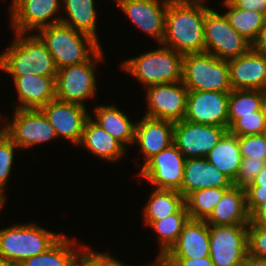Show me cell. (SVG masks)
Wrapping results in <instances>:
<instances>
[{
	"instance_id": "cell-22",
	"label": "cell",
	"mask_w": 266,
	"mask_h": 266,
	"mask_svg": "<svg viewBox=\"0 0 266 266\" xmlns=\"http://www.w3.org/2000/svg\"><path fill=\"white\" fill-rule=\"evenodd\" d=\"M20 105L16 109H40L56 99V76H12Z\"/></svg>"
},
{
	"instance_id": "cell-46",
	"label": "cell",
	"mask_w": 266,
	"mask_h": 266,
	"mask_svg": "<svg viewBox=\"0 0 266 266\" xmlns=\"http://www.w3.org/2000/svg\"><path fill=\"white\" fill-rule=\"evenodd\" d=\"M249 185H261V188H266V166L260 171L254 181Z\"/></svg>"
},
{
	"instance_id": "cell-18",
	"label": "cell",
	"mask_w": 266,
	"mask_h": 266,
	"mask_svg": "<svg viewBox=\"0 0 266 266\" xmlns=\"http://www.w3.org/2000/svg\"><path fill=\"white\" fill-rule=\"evenodd\" d=\"M232 89L263 90L266 87V57L250 48L228 60Z\"/></svg>"
},
{
	"instance_id": "cell-12",
	"label": "cell",
	"mask_w": 266,
	"mask_h": 266,
	"mask_svg": "<svg viewBox=\"0 0 266 266\" xmlns=\"http://www.w3.org/2000/svg\"><path fill=\"white\" fill-rule=\"evenodd\" d=\"M185 160V156L173 143L145 161L139 176L146 178L156 189L177 190L181 193Z\"/></svg>"
},
{
	"instance_id": "cell-28",
	"label": "cell",
	"mask_w": 266,
	"mask_h": 266,
	"mask_svg": "<svg viewBox=\"0 0 266 266\" xmlns=\"http://www.w3.org/2000/svg\"><path fill=\"white\" fill-rule=\"evenodd\" d=\"M75 244L77 243L74 240L63 235L46 252L28 258L21 264L22 266H75L79 252L77 249L79 247Z\"/></svg>"
},
{
	"instance_id": "cell-19",
	"label": "cell",
	"mask_w": 266,
	"mask_h": 266,
	"mask_svg": "<svg viewBox=\"0 0 266 266\" xmlns=\"http://www.w3.org/2000/svg\"><path fill=\"white\" fill-rule=\"evenodd\" d=\"M233 182L206 158L185 160L181 194L186 198L190 193L205 188H230Z\"/></svg>"
},
{
	"instance_id": "cell-35",
	"label": "cell",
	"mask_w": 266,
	"mask_h": 266,
	"mask_svg": "<svg viewBox=\"0 0 266 266\" xmlns=\"http://www.w3.org/2000/svg\"><path fill=\"white\" fill-rule=\"evenodd\" d=\"M19 147L4 132L0 136V195L5 196V184L10 177L15 149Z\"/></svg>"
},
{
	"instance_id": "cell-30",
	"label": "cell",
	"mask_w": 266,
	"mask_h": 266,
	"mask_svg": "<svg viewBox=\"0 0 266 266\" xmlns=\"http://www.w3.org/2000/svg\"><path fill=\"white\" fill-rule=\"evenodd\" d=\"M185 205V197L177 190L154 189L144 206L145 220H161L177 213Z\"/></svg>"
},
{
	"instance_id": "cell-16",
	"label": "cell",
	"mask_w": 266,
	"mask_h": 266,
	"mask_svg": "<svg viewBox=\"0 0 266 266\" xmlns=\"http://www.w3.org/2000/svg\"><path fill=\"white\" fill-rule=\"evenodd\" d=\"M54 127L57 136H63L76 145L81 142L86 121L91 117L84 106L53 100L40 108Z\"/></svg>"
},
{
	"instance_id": "cell-52",
	"label": "cell",
	"mask_w": 266,
	"mask_h": 266,
	"mask_svg": "<svg viewBox=\"0 0 266 266\" xmlns=\"http://www.w3.org/2000/svg\"><path fill=\"white\" fill-rule=\"evenodd\" d=\"M0 120H1V117H0ZM0 122H1V121H0ZM0 128H2V127H0ZM3 133H4V125H3V128L0 129V136H1Z\"/></svg>"
},
{
	"instance_id": "cell-26",
	"label": "cell",
	"mask_w": 266,
	"mask_h": 266,
	"mask_svg": "<svg viewBox=\"0 0 266 266\" xmlns=\"http://www.w3.org/2000/svg\"><path fill=\"white\" fill-rule=\"evenodd\" d=\"M205 158L234 182L242 162L238 137L227 131Z\"/></svg>"
},
{
	"instance_id": "cell-13",
	"label": "cell",
	"mask_w": 266,
	"mask_h": 266,
	"mask_svg": "<svg viewBox=\"0 0 266 266\" xmlns=\"http://www.w3.org/2000/svg\"><path fill=\"white\" fill-rule=\"evenodd\" d=\"M148 110L145 116L178 122L186 113L188 89L182 81L177 83L155 84L146 87Z\"/></svg>"
},
{
	"instance_id": "cell-40",
	"label": "cell",
	"mask_w": 266,
	"mask_h": 266,
	"mask_svg": "<svg viewBox=\"0 0 266 266\" xmlns=\"http://www.w3.org/2000/svg\"><path fill=\"white\" fill-rule=\"evenodd\" d=\"M246 208L249 215L266 201V188L261 185H248L246 188Z\"/></svg>"
},
{
	"instance_id": "cell-4",
	"label": "cell",
	"mask_w": 266,
	"mask_h": 266,
	"mask_svg": "<svg viewBox=\"0 0 266 266\" xmlns=\"http://www.w3.org/2000/svg\"><path fill=\"white\" fill-rule=\"evenodd\" d=\"M183 58L184 55L162 46L138 57L126 59L121 67L146 87L177 83L182 81Z\"/></svg>"
},
{
	"instance_id": "cell-6",
	"label": "cell",
	"mask_w": 266,
	"mask_h": 266,
	"mask_svg": "<svg viewBox=\"0 0 266 266\" xmlns=\"http://www.w3.org/2000/svg\"><path fill=\"white\" fill-rule=\"evenodd\" d=\"M182 82L188 91L232 90L228 61L207 52L184 55Z\"/></svg>"
},
{
	"instance_id": "cell-42",
	"label": "cell",
	"mask_w": 266,
	"mask_h": 266,
	"mask_svg": "<svg viewBox=\"0 0 266 266\" xmlns=\"http://www.w3.org/2000/svg\"><path fill=\"white\" fill-rule=\"evenodd\" d=\"M233 6L262 13L266 16V0H228Z\"/></svg>"
},
{
	"instance_id": "cell-8",
	"label": "cell",
	"mask_w": 266,
	"mask_h": 266,
	"mask_svg": "<svg viewBox=\"0 0 266 266\" xmlns=\"http://www.w3.org/2000/svg\"><path fill=\"white\" fill-rule=\"evenodd\" d=\"M204 44L205 52L227 61L251 48V43L229 24L226 16L211 8L205 14Z\"/></svg>"
},
{
	"instance_id": "cell-38",
	"label": "cell",
	"mask_w": 266,
	"mask_h": 266,
	"mask_svg": "<svg viewBox=\"0 0 266 266\" xmlns=\"http://www.w3.org/2000/svg\"><path fill=\"white\" fill-rule=\"evenodd\" d=\"M265 166L266 161L242 158L240 169L233 185L246 188Z\"/></svg>"
},
{
	"instance_id": "cell-51",
	"label": "cell",
	"mask_w": 266,
	"mask_h": 266,
	"mask_svg": "<svg viewBox=\"0 0 266 266\" xmlns=\"http://www.w3.org/2000/svg\"><path fill=\"white\" fill-rule=\"evenodd\" d=\"M169 2H180V1H197V0H167Z\"/></svg>"
},
{
	"instance_id": "cell-41",
	"label": "cell",
	"mask_w": 266,
	"mask_h": 266,
	"mask_svg": "<svg viewBox=\"0 0 266 266\" xmlns=\"http://www.w3.org/2000/svg\"><path fill=\"white\" fill-rule=\"evenodd\" d=\"M170 266H214L210 256L204 258H165Z\"/></svg>"
},
{
	"instance_id": "cell-10",
	"label": "cell",
	"mask_w": 266,
	"mask_h": 266,
	"mask_svg": "<svg viewBox=\"0 0 266 266\" xmlns=\"http://www.w3.org/2000/svg\"><path fill=\"white\" fill-rule=\"evenodd\" d=\"M12 121L4 124L6 135L20 148L56 139L54 127L40 109H16Z\"/></svg>"
},
{
	"instance_id": "cell-21",
	"label": "cell",
	"mask_w": 266,
	"mask_h": 266,
	"mask_svg": "<svg viewBox=\"0 0 266 266\" xmlns=\"http://www.w3.org/2000/svg\"><path fill=\"white\" fill-rule=\"evenodd\" d=\"M135 141L147 161L173 144L174 122L143 116L135 123Z\"/></svg>"
},
{
	"instance_id": "cell-20",
	"label": "cell",
	"mask_w": 266,
	"mask_h": 266,
	"mask_svg": "<svg viewBox=\"0 0 266 266\" xmlns=\"http://www.w3.org/2000/svg\"><path fill=\"white\" fill-rule=\"evenodd\" d=\"M210 256L209 225L205 220L189 219L177 242L164 258H204Z\"/></svg>"
},
{
	"instance_id": "cell-7",
	"label": "cell",
	"mask_w": 266,
	"mask_h": 266,
	"mask_svg": "<svg viewBox=\"0 0 266 266\" xmlns=\"http://www.w3.org/2000/svg\"><path fill=\"white\" fill-rule=\"evenodd\" d=\"M102 59L100 49L89 61L59 68L55 78L56 100L85 107L84 100L96 94L95 62Z\"/></svg>"
},
{
	"instance_id": "cell-14",
	"label": "cell",
	"mask_w": 266,
	"mask_h": 266,
	"mask_svg": "<svg viewBox=\"0 0 266 266\" xmlns=\"http://www.w3.org/2000/svg\"><path fill=\"white\" fill-rule=\"evenodd\" d=\"M61 2L60 0H12L10 23L13 30L19 33H30L33 30L37 31L42 27L60 23L61 15L54 17L59 12ZM50 18L54 19L48 21Z\"/></svg>"
},
{
	"instance_id": "cell-24",
	"label": "cell",
	"mask_w": 266,
	"mask_h": 266,
	"mask_svg": "<svg viewBox=\"0 0 266 266\" xmlns=\"http://www.w3.org/2000/svg\"><path fill=\"white\" fill-rule=\"evenodd\" d=\"M80 145H83L94 154L108 161L119 160L125 153V147L95 123L90 117L84 127Z\"/></svg>"
},
{
	"instance_id": "cell-29",
	"label": "cell",
	"mask_w": 266,
	"mask_h": 266,
	"mask_svg": "<svg viewBox=\"0 0 266 266\" xmlns=\"http://www.w3.org/2000/svg\"><path fill=\"white\" fill-rule=\"evenodd\" d=\"M189 219V213L184 205L177 213L161 220H145V224L152 227L158 234L157 239L160 241L158 256H164L177 242L179 234Z\"/></svg>"
},
{
	"instance_id": "cell-15",
	"label": "cell",
	"mask_w": 266,
	"mask_h": 266,
	"mask_svg": "<svg viewBox=\"0 0 266 266\" xmlns=\"http://www.w3.org/2000/svg\"><path fill=\"white\" fill-rule=\"evenodd\" d=\"M229 92L188 91L184 120L228 128Z\"/></svg>"
},
{
	"instance_id": "cell-45",
	"label": "cell",
	"mask_w": 266,
	"mask_h": 266,
	"mask_svg": "<svg viewBox=\"0 0 266 266\" xmlns=\"http://www.w3.org/2000/svg\"><path fill=\"white\" fill-rule=\"evenodd\" d=\"M242 266H266V258L255 257L247 253Z\"/></svg>"
},
{
	"instance_id": "cell-53",
	"label": "cell",
	"mask_w": 266,
	"mask_h": 266,
	"mask_svg": "<svg viewBox=\"0 0 266 266\" xmlns=\"http://www.w3.org/2000/svg\"><path fill=\"white\" fill-rule=\"evenodd\" d=\"M264 142L266 144V131L264 132Z\"/></svg>"
},
{
	"instance_id": "cell-36",
	"label": "cell",
	"mask_w": 266,
	"mask_h": 266,
	"mask_svg": "<svg viewBox=\"0 0 266 266\" xmlns=\"http://www.w3.org/2000/svg\"><path fill=\"white\" fill-rule=\"evenodd\" d=\"M238 145L242 158L266 161L264 133L238 137Z\"/></svg>"
},
{
	"instance_id": "cell-37",
	"label": "cell",
	"mask_w": 266,
	"mask_h": 266,
	"mask_svg": "<svg viewBox=\"0 0 266 266\" xmlns=\"http://www.w3.org/2000/svg\"><path fill=\"white\" fill-rule=\"evenodd\" d=\"M91 248L81 246L76 258L75 266H126L116 260L109 253H99L90 250Z\"/></svg>"
},
{
	"instance_id": "cell-11",
	"label": "cell",
	"mask_w": 266,
	"mask_h": 266,
	"mask_svg": "<svg viewBox=\"0 0 266 266\" xmlns=\"http://www.w3.org/2000/svg\"><path fill=\"white\" fill-rule=\"evenodd\" d=\"M227 131V127L204 125L183 119L174 123L173 143L185 159L205 158Z\"/></svg>"
},
{
	"instance_id": "cell-50",
	"label": "cell",
	"mask_w": 266,
	"mask_h": 266,
	"mask_svg": "<svg viewBox=\"0 0 266 266\" xmlns=\"http://www.w3.org/2000/svg\"><path fill=\"white\" fill-rule=\"evenodd\" d=\"M5 201H6L5 196L0 195V210H1L2 206H4Z\"/></svg>"
},
{
	"instance_id": "cell-1",
	"label": "cell",
	"mask_w": 266,
	"mask_h": 266,
	"mask_svg": "<svg viewBox=\"0 0 266 266\" xmlns=\"http://www.w3.org/2000/svg\"><path fill=\"white\" fill-rule=\"evenodd\" d=\"M204 2H169L161 44L182 55L205 52L204 22L210 8Z\"/></svg>"
},
{
	"instance_id": "cell-9",
	"label": "cell",
	"mask_w": 266,
	"mask_h": 266,
	"mask_svg": "<svg viewBox=\"0 0 266 266\" xmlns=\"http://www.w3.org/2000/svg\"><path fill=\"white\" fill-rule=\"evenodd\" d=\"M248 226L209 225L210 258L214 266H242L248 253Z\"/></svg>"
},
{
	"instance_id": "cell-25",
	"label": "cell",
	"mask_w": 266,
	"mask_h": 266,
	"mask_svg": "<svg viewBox=\"0 0 266 266\" xmlns=\"http://www.w3.org/2000/svg\"><path fill=\"white\" fill-rule=\"evenodd\" d=\"M95 118L92 120L101 128L118 140L125 148L126 144H133L135 141V126L128 116L120 111L114 104L101 105L95 108Z\"/></svg>"
},
{
	"instance_id": "cell-23",
	"label": "cell",
	"mask_w": 266,
	"mask_h": 266,
	"mask_svg": "<svg viewBox=\"0 0 266 266\" xmlns=\"http://www.w3.org/2000/svg\"><path fill=\"white\" fill-rule=\"evenodd\" d=\"M205 222L208 225L249 224L245 188L236 185L228 188Z\"/></svg>"
},
{
	"instance_id": "cell-49",
	"label": "cell",
	"mask_w": 266,
	"mask_h": 266,
	"mask_svg": "<svg viewBox=\"0 0 266 266\" xmlns=\"http://www.w3.org/2000/svg\"><path fill=\"white\" fill-rule=\"evenodd\" d=\"M261 97H262V112L264 113V116L266 118V87L261 91Z\"/></svg>"
},
{
	"instance_id": "cell-43",
	"label": "cell",
	"mask_w": 266,
	"mask_h": 266,
	"mask_svg": "<svg viewBox=\"0 0 266 266\" xmlns=\"http://www.w3.org/2000/svg\"><path fill=\"white\" fill-rule=\"evenodd\" d=\"M251 48L266 57V19L256 39L251 43Z\"/></svg>"
},
{
	"instance_id": "cell-2",
	"label": "cell",
	"mask_w": 266,
	"mask_h": 266,
	"mask_svg": "<svg viewBox=\"0 0 266 266\" xmlns=\"http://www.w3.org/2000/svg\"><path fill=\"white\" fill-rule=\"evenodd\" d=\"M16 32L9 49L0 54V70L12 76H56L58 68L46 44L36 34Z\"/></svg>"
},
{
	"instance_id": "cell-48",
	"label": "cell",
	"mask_w": 266,
	"mask_h": 266,
	"mask_svg": "<svg viewBox=\"0 0 266 266\" xmlns=\"http://www.w3.org/2000/svg\"><path fill=\"white\" fill-rule=\"evenodd\" d=\"M0 266H22L21 262L0 259Z\"/></svg>"
},
{
	"instance_id": "cell-27",
	"label": "cell",
	"mask_w": 266,
	"mask_h": 266,
	"mask_svg": "<svg viewBox=\"0 0 266 266\" xmlns=\"http://www.w3.org/2000/svg\"><path fill=\"white\" fill-rule=\"evenodd\" d=\"M68 18L61 23L76 31L85 33L98 41L96 32V11L94 0H61Z\"/></svg>"
},
{
	"instance_id": "cell-3",
	"label": "cell",
	"mask_w": 266,
	"mask_h": 266,
	"mask_svg": "<svg viewBox=\"0 0 266 266\" xmlns=\"http://www.w3.org/2000/svg\"><path fill=\"white\" fill-rule=\"evenodd\" d=\"M38 31L58 69L89 61L101 49L99 41L61 22Z\"/></svg>"
},
{
	"instance_id": "cell-31",
	"label": "cell",
	"mask_w": 266,
	"mask_h": 266,
	"mask_svg": "<svg viewBox=\"0 0 266 266\" xmlns=\"http://www.w3.org/2000/svg\"><path fill=\"white\" fill-rule=\"evenodd\" d=\"M224 7L229 9L224 15L229 24L246 40L252 43L260 31L266 16L262 13L240 9L233 6L228 0H223Z\"/></svg>"
},
{
	"instance_id": "cell-39",
	"label": "cell",
	"mask_w": 266,
	"mask_h": 266,
	"mask_svg": "<svg viewBox=\"0 0 266 266\" xmlns=\"http://www.w3.org/2000/svg\"><path fill=\"white\" fill-rule=\"evenodd\" d=\"M247 245L248 254L266 258V225L249 224Z\"/></svg>"
},
{
	"instance_id": "cell-33",
	"label": "cell",
	"mask_w": 266,
	"mask_h": 266,
	"mask_svg": "<svg viewBox=\"0 0 266 266\" xmlns=\"http://www.w3.org/2000/svg\"><path fill=\"white\" fill-rule=\"evenodd\" d=\"M228 188H205L190 193L185 198V205L190 219L205 220L221 200Z\"/></svg>"
},
{
	"instance_id": "cell-17",
	"label": "cell",
	"mask_w": 266,
	"mask_h": 266,
	"mask_svg": "<svg viewBox=\"0 0 266 266\" xmlns=\"http://www.w3.org/2000/svg\"><path fill=\"white\" fill-rule=\"evenodd\" d=\"M122 11L142 31L163 42L167 0H115Z\"/></svg>"
},
{
	"instance_id": "cell-5",
	"label": "cell",
	"mask_w": 266,
	"mask_h": 266,
	"mask_svg": "<svg viewBox=\"0 0 266 266\" xmlns=\"http://www.w3.org/2000/svg\"><path fill=\"white\" fill-rule=\"evenodd\" d=\"M62 236L36 224L0 229V259L22 262L46 252Z\"/></svg>"
},
{
	"instance_id": "cell-34",
	"label": "cell",
	"mask_w": 266,
	"mask_h": 266,
	"mask_svg": "<svg viewBox=\"0 0 266 266\" xmlns=\"http://www.w3.org/2000/svg\"><path fill=\"white\" fill-rule=\"evenodd\" d=\"M228 131L237 137L263 134L266 131V118L262 111H256V115H240Z\"/></svg>"
},
{
	"instance_id": "cell-44",
	"label": "cell",
	"mask_w": 266,
	"mask_h": 266,
	"mask_svg": "<svg viewBox=\"0 0 266 266\" xmlns=\"http://www.w3.org/2000/svg\"><path fill=\"white\" fill-rule=\"evenodd\" d=\"M249 224L266 225V201L261 203L251 214Z\"/></svg>"
},
{
	"instance_id": "cell-32",
	"label": "cell",
	"mask_w": 266,
	"mask_h": 266,
	"mask_svg": "<svg viewBox=\"0 0 266 266\" xmlns=\"http://www.w3.org/2000/svg\"><path fill=\"white\" fill-rule=\"evenodd\" d=\"M261 90L232 89L228 96V128L240 115H256L262 111Z\"/></svg>"
},
{
	"instance_id": "cell-47",
	"label": "cell",
	"mask_w": 266,
	"mask_h": 266,
	"mask_svg": "<svg viewBox=\"0 0 266 266\" xmlns=\"http://www.w3.org/2000/svg\"><path fill=\"white\" fill-rule=\"evenodd\" d=\"M147 266H149V265H147ZM153 266H170V265L163 256H158V257H156V261L154 262Z\"/></svg>"
}]
</instances>
